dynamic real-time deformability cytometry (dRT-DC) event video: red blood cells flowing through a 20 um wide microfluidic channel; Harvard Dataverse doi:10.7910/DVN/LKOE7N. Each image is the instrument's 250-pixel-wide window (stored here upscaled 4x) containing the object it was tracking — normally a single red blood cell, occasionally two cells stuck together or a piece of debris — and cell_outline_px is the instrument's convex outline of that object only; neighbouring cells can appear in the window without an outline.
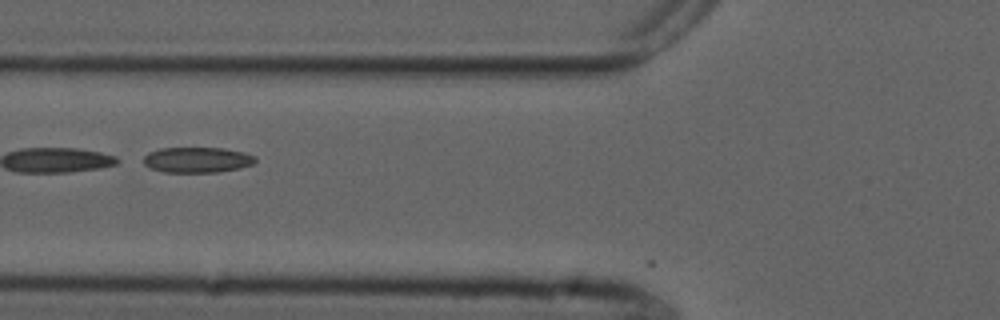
{"species": "common noctule bat (a hibernating species)", "species_latin": "Nyctalus noctula", "temperature_condition": "cold", "stored_images_in_passage": 33, "camera_frame_rate_fps": 3000, "um_per_image_px": 0.085, "animal": {"sex": "male", "forearm_length_mm": 52.5}, "frame": {"image": 1, "passage_image": 2, "time_ms": 0.333, "image_size_px": [1000, 320], "cell_outline_px": [[256, 160], [252, 164], [240, 168], [216, 172], [164, 172], [148, 168], [144, 164], [144, 156], [148, 152], [160, 148], [224, 148], [244, 152], [256, 156]], "centroid_in_image_um": [16.74, 13.58], "position_along_channel_um": 109.1, "area_um2": 16.7}, "authors_computed_cell_mechanics": {"area_um2": 16.7042, "velocity_mm_per_s": 3.7202, "shape_relaxation_time_tau1_ms": null, "shape_relaxation_time_tau2_ms": 2.1747, "deformation_change_tau1": null, "deformation_change_tau2": 0.0665}}